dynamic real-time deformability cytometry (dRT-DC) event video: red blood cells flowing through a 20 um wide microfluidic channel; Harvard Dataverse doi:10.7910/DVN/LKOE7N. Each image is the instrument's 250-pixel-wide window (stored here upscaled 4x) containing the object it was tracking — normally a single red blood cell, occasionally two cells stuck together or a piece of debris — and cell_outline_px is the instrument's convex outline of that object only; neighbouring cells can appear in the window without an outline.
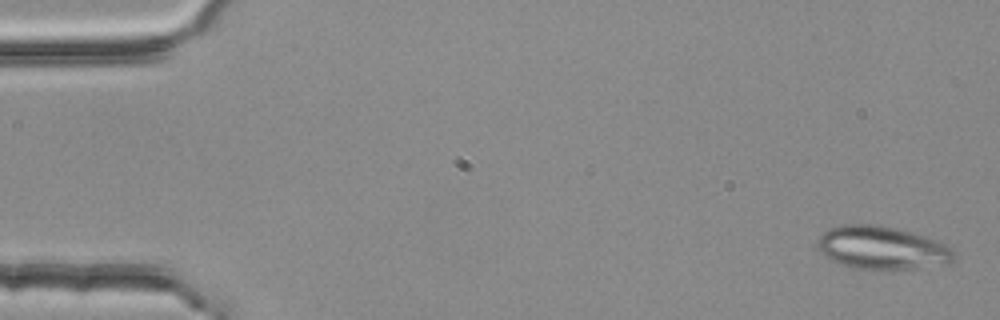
{"species": "common noctule bat (a hibernating species)", "species_latin": "Nyctalus noctula", "temperature_condition": "room temperature", "stored_images_in_passage": 5, "camera_frame_rate_fps": 3000, "um_per_image_px": 0.085, "animal": {"sex": "female", "body_mass_g": 25.1}, "frame": {"image": 1, "passage_image": 1, "time_ms": 0.0, "image_size_px": [1000, 320], "cell_outline_px": [[952, 260], [948, 264], [912, 268], [852, 268], [840, 264], [824, 256], [820, 248], [820, 236], [828, 228], [844, 224], [880, 224], [896, 228], [944, 244], [952, 248]], "centroid_in_image_um": [74.92, 21.05], "position_along_channel_um": 10.1, "area_um2": 33.35}}
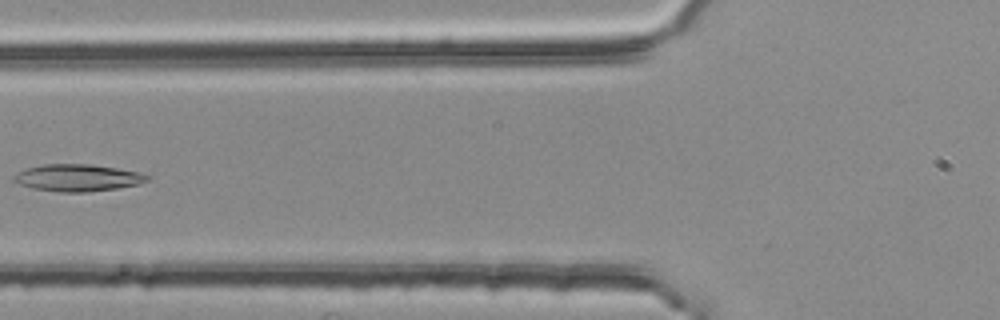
{"frame": {"image": 2, "passage_image": 5, "time_ms": 1.333, "image_size_px": [1000, 320], "cell_outline_px": [[152, 176], [148, 180], [136, 184], [116, 188], [88, 192], [60, 192], [32, 188], [20, 184], [12, 180], [12, 176], [24, 168], [44, 164], [88, 164], [116, 168], [140, 172]], "centroid_in_image_um": [6.57, 15.1], "position_along_channel_um": 119.2, "area_um2": 20.98}}